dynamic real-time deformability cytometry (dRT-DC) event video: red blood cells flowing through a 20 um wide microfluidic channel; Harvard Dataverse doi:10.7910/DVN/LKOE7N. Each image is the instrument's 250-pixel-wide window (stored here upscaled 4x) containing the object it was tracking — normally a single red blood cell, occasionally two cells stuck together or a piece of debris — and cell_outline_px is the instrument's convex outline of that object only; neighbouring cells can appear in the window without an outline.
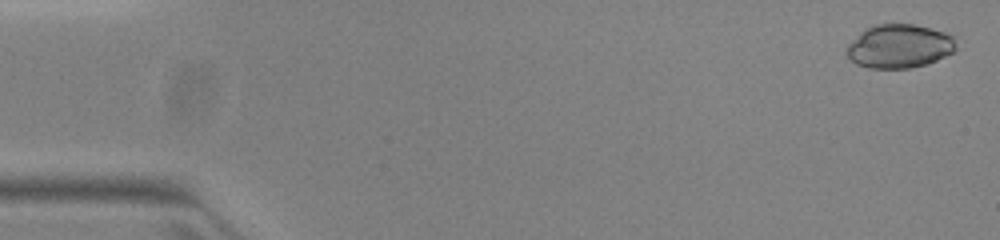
{"species": "common noctule bat (a hibernating species)", "species_latin": "Nyctalus noctula", "temperature_condition": "warm", "stored_images_in_passage": 52, "camera_frame_rate_fps": 3000, "um_per_image_px": 0.085, "animal": {"sex": "female", "body_mass_g": 23.0, "forearm_length_mm": 53.4}, "frame": {"image": 1, "passage_image": 2, "time_ms": 0.333, "image_size_px": [1000, 240], "cell_outline_px": [[956, 48], [952, 52], [936, 60], [924, 64], [908, 68], [868, 68], [856, 64], [848, 56], [848, 44], [864, 28], [876, 24], [912, 24], [944, 32], [952, 36], [956, 44]], "centroid_in_image_um": [76.42, 3.92], "position_along_channel_um": 8.6, "area_um2": 27.51}}
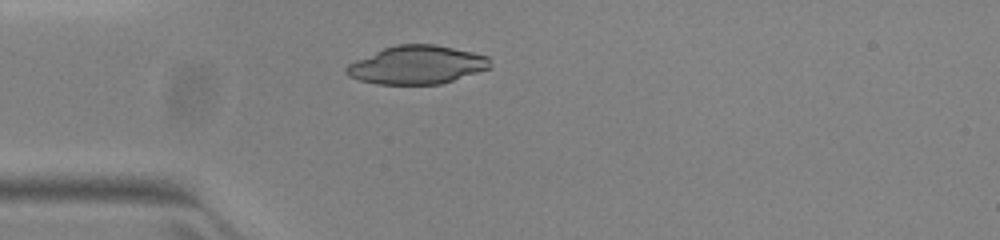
{"frame": {"image": 2, "passage_image": 15, "time_ms": 4.667, "image_size_px": [1000, 240], "cell_outline_px": [[492, 64], [488, 68], [440, 84], [376, 84], [360, 80], [348, 76], [344, 72], [344, 68], [348, 64], [356, 60], [384, 48], [396, 44], [436, 44], [472, 52], [488, 56]], "centroid_in_image_um": [35.4, 5.51], "position_along_channel_um": 49.6, "area_um2": 31.91}}